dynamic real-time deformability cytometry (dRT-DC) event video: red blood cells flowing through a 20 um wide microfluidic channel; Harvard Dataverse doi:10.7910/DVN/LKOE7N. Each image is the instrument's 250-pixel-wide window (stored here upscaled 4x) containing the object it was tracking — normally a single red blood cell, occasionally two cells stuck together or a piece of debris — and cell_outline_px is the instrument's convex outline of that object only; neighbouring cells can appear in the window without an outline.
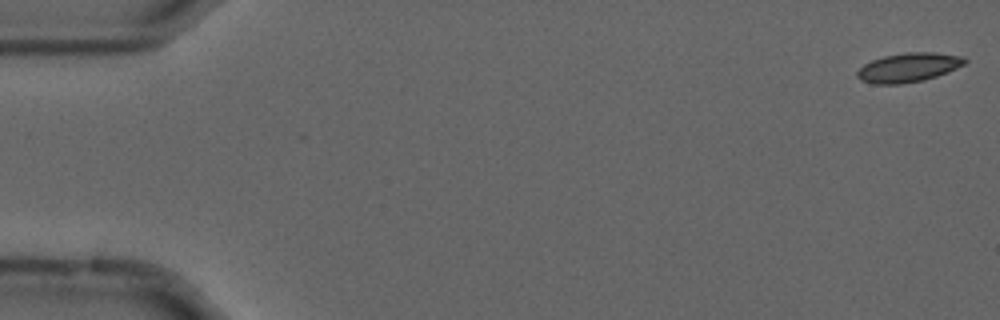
{"species": "common noctule bat (a hibernating species)", "species_latin": "Nyctalus noctula", "temperature_condition": "cold", "stored_images_in_passage": 32, "camera_frame_rate_fps": 3000, "um_per_image_px": 0.085, "animal": {"sex": "male", "forearm_length_mm": 52.5}, "frame": {"image": 1, "passage_image": 1, "time_ms": 0.0, "image_size_px": [1000, 320], "cell_outline_px": [[968, 60], [964, 64], [956, 68], [936, 76], [924, 80], [900, 84], [872, 84], [860, 80], [856, 76], [856, 72], [864, 64], [872, 60], [884, 56], [908, 52], [936, 52], [964, 56]], "centroid_in_image_um": [77.21, 5.73], "position_along_channel_um": 7.8, "area_um2": 18.32}}
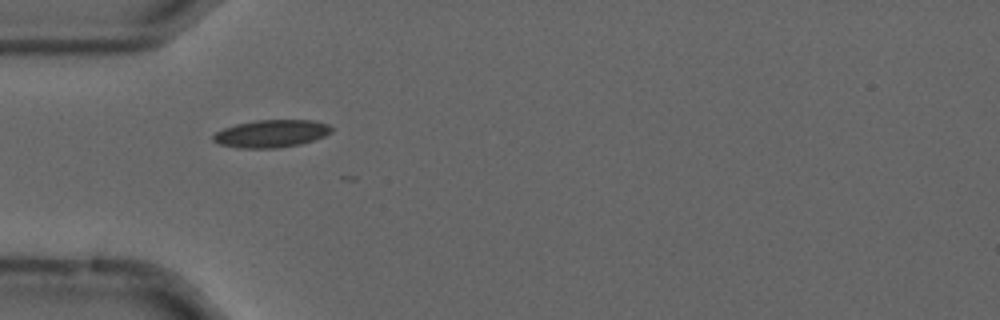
{"frame": {"image": 2, "passage_image": 17, "time_ms": 5.333, "image_size_px": [1000, 320], "cell_outline_px": [[332, 132], [324, 136], [300, 144], [276, 148], [240, 148], [220, 144], [212, 140], [212, 136], [216, 132], [224, 128], [236, 124], [256, 120], [316, 120], [328, 124], [332, 128]], "centroid_in_image_um": [23.06, 11.35], "position_along_channel_um": 61.9, "area_um2": 18.96}}
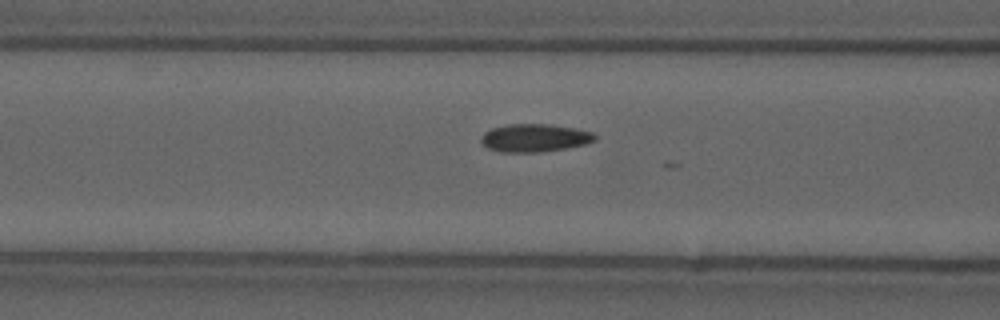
{"frame": {"image": 3, "passage_image": 22, "time_ms": 7.0, "image_size_px": [1000, 320], "cell_outline_px": [[596, 140], [584, 144], [564, 148], [540, 152], [500, 152], [488, 148], [480, 140], [480, 136], [484, 132], [492, 128], [508, 124], [548, 124], [576, 128], [592, 132], [596, 136]], "centroid_in_image_um": [45.42, 11.71], "position_along_channel_um": 121.2, "area_um2": 18.5}}